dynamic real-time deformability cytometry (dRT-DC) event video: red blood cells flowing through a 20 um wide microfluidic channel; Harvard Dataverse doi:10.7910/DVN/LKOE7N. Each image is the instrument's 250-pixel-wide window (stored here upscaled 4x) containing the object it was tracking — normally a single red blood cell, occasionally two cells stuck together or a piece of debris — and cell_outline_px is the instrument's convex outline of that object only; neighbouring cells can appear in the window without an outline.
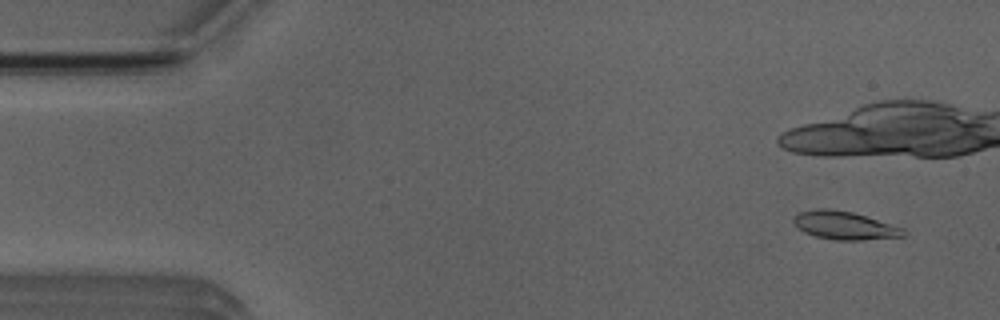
{"species": "Egyptian fruit bat (a non-hibernating species)", "species_latin": "Rousettus aegyptiacus", "temperature_condition": "room temperature", "stored_images_in_passage": 5, "camera_frame_rate_fps": 3000, "um_per_image_px": 0.085, "animal": {"sex": "male"}, "frame": {"image": 1, "passage_image": 1, "time_ms": 0.0, "image_size_px": [1000, 320], "cell_outline_px": [[908, 232], [904, 236], [860, 240], [836, 240], [816, 236], [804, 232], [792, 220], [792, 216], [800, 212], [816, 208], [828, 208], [852, 212], [904, 228]], "centroid_in_image_um": [71.78, 19.16], "position_along_channel_um": 13.2, "area_um2": 17.92}}